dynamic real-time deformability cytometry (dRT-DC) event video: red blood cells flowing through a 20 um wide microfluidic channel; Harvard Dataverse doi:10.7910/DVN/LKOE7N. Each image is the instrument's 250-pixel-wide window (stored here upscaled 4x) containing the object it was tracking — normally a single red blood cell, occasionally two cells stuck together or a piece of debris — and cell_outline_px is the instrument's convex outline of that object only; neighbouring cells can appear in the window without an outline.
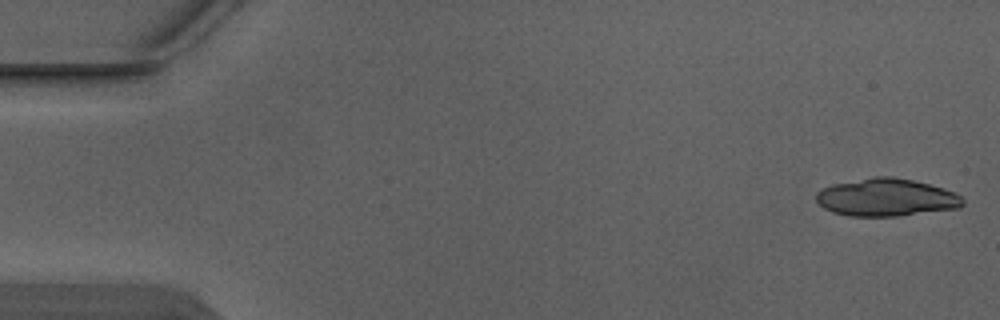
{"species": "Egyptian fruit bat (a non-hibernating species)", "species_latin": "Rousettus aegyptiacus", "temperature_condition": "warm", "stored_images_in_passage": 7, "camera_frame_rate_fps": 3000, "um_per_image_px": 0.085, "animal": {"sex": "male"}, "frame": {"image": 1, "passage_image": 1, "time_ms": 0.0, "image_size_px": [1000, 320], "cell_outline_px": [[964, 204], [960, 208], [896, 216], [848, 216], [832, 212], [824, 208], [816, 200], [816, 192], [832, 184], [876, 176], [892, 176], [912, 180], [944, 188], [956, 192], [964, 196]], "centroid_in_image_um": [75.37, 16.78], "position_along_channel_um": 9.6, "area_um2": 32.31}}
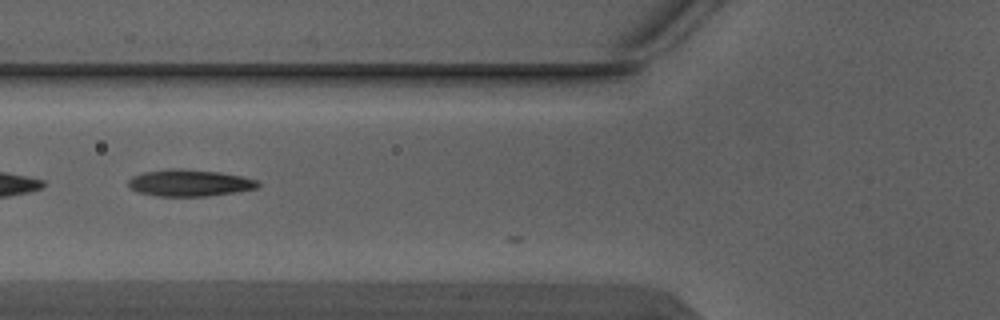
{"frame": {"image": 2, "passage_image": 5, "time_ms": 1.333, "image_size_px": [1000, 320], "cell_outline_px": [[260, 184], [256, 188], [208, 196], [156, 196], [136, 192], [128, 188], [128, 180], [132, 176], [144, 172], [168, 168], [180, 168], [220, 172], [240, 176], [256, 180]], "centroid_in_image_um": [16.02, 15.54], "position_along_channel_um": 109.8, "area_um2": 20.23}}